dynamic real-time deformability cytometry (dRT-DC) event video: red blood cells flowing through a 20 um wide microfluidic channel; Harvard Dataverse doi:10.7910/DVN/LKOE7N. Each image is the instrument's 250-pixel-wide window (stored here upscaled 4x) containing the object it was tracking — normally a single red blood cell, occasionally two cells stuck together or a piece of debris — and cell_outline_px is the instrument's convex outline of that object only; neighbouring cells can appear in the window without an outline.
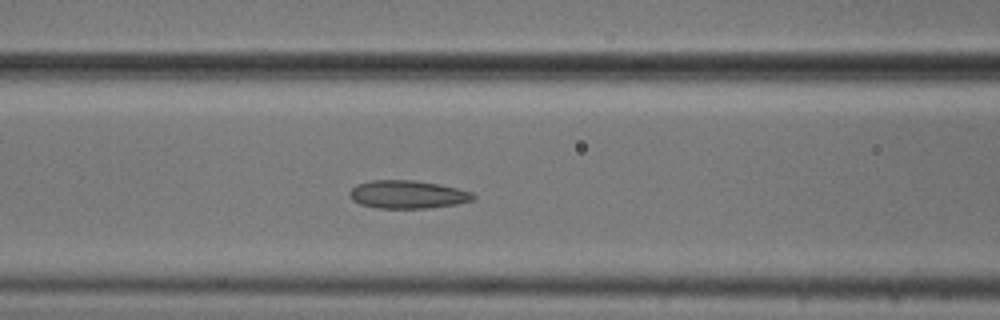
{"species": "common noctule bat (a hibernating species)", "species_latin": "Nyctalus noctula", "temperature_condition": "cold", "stored_images_in_passage": 50, "camera_frame_rate_fps": 3000, "um_per_image_px": 0.085, "animal": {"sex": "male", "body_mass_g": 20.5, "forearm_length_mm": 52.5}, "frame": {"image": 1, "passage_image": 20, "time_ms": 6.333, "image_size_px": [1000, 320], "cell_outline_px": [[476, 196], [472, 200], [456, 204], [428, 208], [380, 208], [360, 204], [352, 200], [348, 196], [348, 192], [356, 184], [372, 180], [412, 180], [440, 184], [472, 192]], "centroid_in_image_um": [34.61, 16.52], "position_along_channel_um": 132.0, "area_um2": 20.23}}
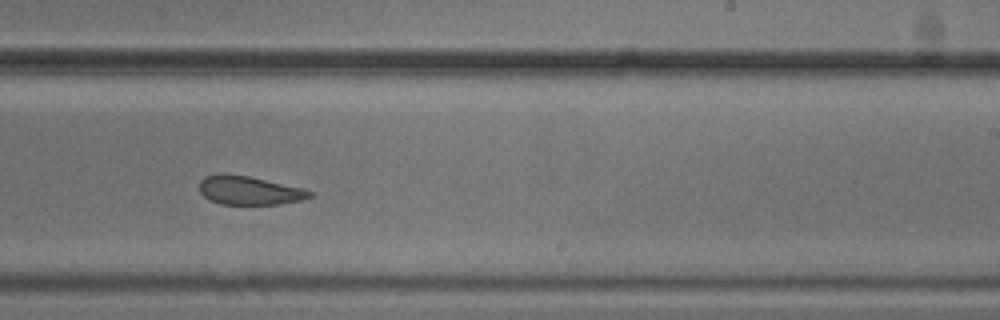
{"frame": {"image": 2, "passage_image": 31, "time_ms": 10.0, "image_size_px": [1000, 320], "cell_outline_px": [[312, 196], [300, 200], [280, 204], [220, 204], [208, 200], [200, 192], [200, 180], [204, 176], [224, 172], [248, 176], [304, 188], [312, 192]], "centroid_in_image_um": [21.14, 16.17], "position_along_channel_um": 267.9, "area_um2": 18.55}}
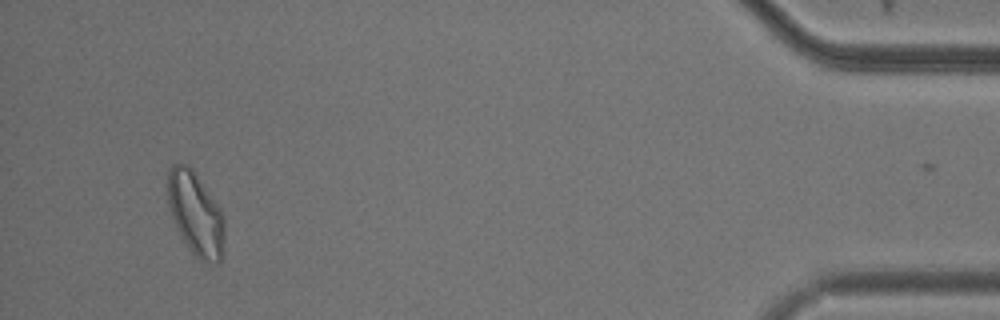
{"frame": {"image": 3, "passage_image": 49, "time_ms": 16.0, "image_size_px": [1000, 320], "cell_outline_px": [[224, 236], [220, 260], [216, 264], [200, 260], [192, 252], [180, 236], [176, 228], [168, 204], [168, 168], [172, 164], [180, 160], [188, 164], [192, 168], [220, 208], [224, 216]], "centroid_in_image_um": [16.61, 18.12], "position_along_channel_um": 418.6, "area_um2": 27.69}, "authors_computed_cell_mechanics": {"area_um2": 20.2589, "velocity_mm_per_s": 3.6937, "shape_relaxation_time_tau1_ms": null, "shape_relaxation_time_tau2_ms": 9.752, "deformation_change_tau1": null, "deformation_change_tau2": 0.0924}}